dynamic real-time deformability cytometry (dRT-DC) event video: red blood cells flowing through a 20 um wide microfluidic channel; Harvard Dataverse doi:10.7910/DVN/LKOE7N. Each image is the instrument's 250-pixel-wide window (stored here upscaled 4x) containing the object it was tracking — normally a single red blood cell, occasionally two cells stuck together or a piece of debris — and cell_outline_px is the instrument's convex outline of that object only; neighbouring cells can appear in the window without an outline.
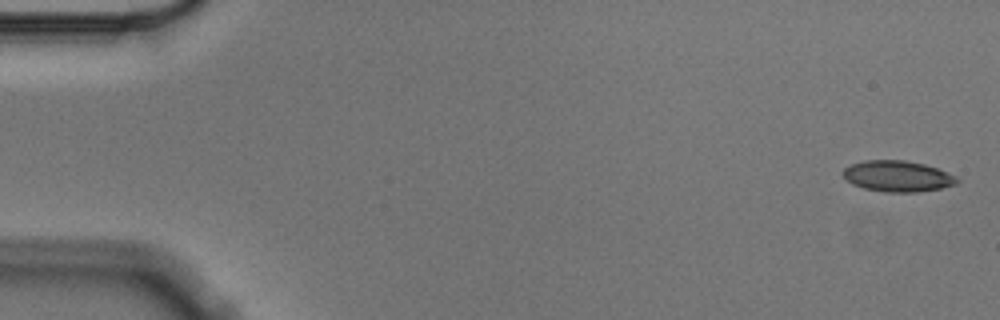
{"species": "Egyptian fruit bat (a non-hibernating species)", "species_latin": "Rousettus aegyptiacus", "temperature_condition": "cold", "stored_images_in_passage": 4, "segment_of_instrument_passage": [2, 2], "camera_frame_rate_fps": 3000, "um_per_image_px": 0.085, "animal": {"sex": "male"}, "frame": {"image": 1, "passage_image": 4, "time_ms": 1.0, "image_size_px": [1000, 320], "cell_outline_px": [[960, 180], [956, 184], [940, 188], [916, 192], [884, 192], [864, 188], [852, 184], [840, 172], [844, 168], [852, 164], [864, 160], [904, 160], [924, 164], [936, 168], [956, 176]], "centroid_in_image_um": [76.27, 14.97], "position_along_channel_um": 8.7, "area_um2": 20.52}}